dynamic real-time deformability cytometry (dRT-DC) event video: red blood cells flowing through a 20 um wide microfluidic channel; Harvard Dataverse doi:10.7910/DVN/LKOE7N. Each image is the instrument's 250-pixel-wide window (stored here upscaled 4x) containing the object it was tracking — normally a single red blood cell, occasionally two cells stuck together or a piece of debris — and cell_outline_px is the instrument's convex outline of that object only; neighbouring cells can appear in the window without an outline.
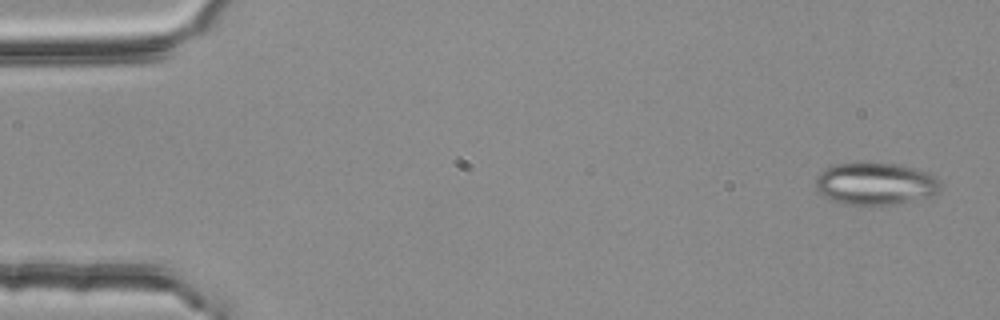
{"species": "common noctule bat (a hibernating species)", "species_latin": "Nyctalus noctula", "temperature_condition": "room temperature", "stored_images_in_passage": 4, "camera_frame_rate_fps": 3000, "um_per_image_px": 0.085, "animal": {"sex": "female", "body_mass_g": 25.1}, "frame": {"image": 1, "passage_image": 1, "time_ms": 0.0, "image_size_px": [1000, 320], "cell_outline_px": [[940, 192], [936, 196], [892, 204], [844, 204], [832, 200], [824, 196], [816, 188], [816, 176], [824, 168], [832, 164], [900, 164], [928, 172], [940, 180]], "centroid_in_image_um": [74.45, 15.62], "position_along_channel_um": 10.6, "area_um2": 30.63}}